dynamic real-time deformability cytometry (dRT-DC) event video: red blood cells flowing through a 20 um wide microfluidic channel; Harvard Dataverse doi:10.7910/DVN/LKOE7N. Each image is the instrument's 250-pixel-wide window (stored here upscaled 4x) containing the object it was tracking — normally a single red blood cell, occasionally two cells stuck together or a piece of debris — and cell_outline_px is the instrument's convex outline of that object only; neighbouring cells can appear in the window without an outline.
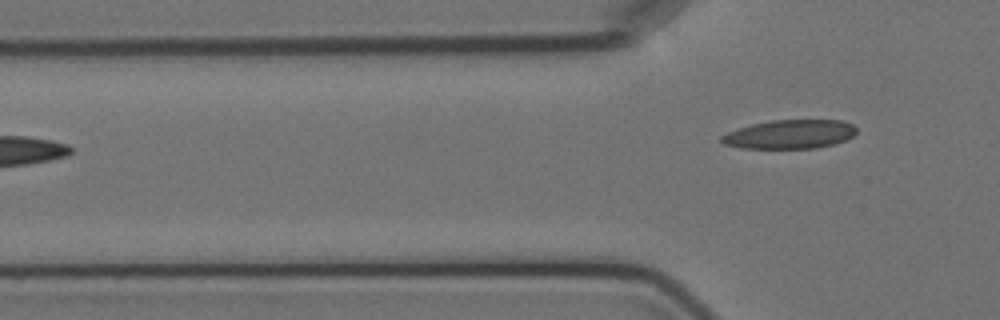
{"species": "Egyptian fruit bat (a non-hibernating species)", "species_latin": "Rousettus aegyptiacus", "temperature_condition": "cold", "stored_images_in_passage": 2, "camera_frame_rate_fps": 3000, "um_per_image_px": 0.085, "animal": {"sex": "female"}, "frame": {"image": 1, "passage_image": 2, "time_ms": 1.333, "image_size_px": [1000, 320], "cell_outline_px": [[856, 132], [852, 136], [844, 140], [832, 144], [816, 148], [740, 148], [724, 144], [720, 140], [720, 136], [728, 132], [752, 124], [772, 120], [840, 120], [852, 124], [856, 128]], "centroid_in_image_um": [67.12, 11.41], "position_along_channel_um": 58.7, "area_um2": 22.54}}